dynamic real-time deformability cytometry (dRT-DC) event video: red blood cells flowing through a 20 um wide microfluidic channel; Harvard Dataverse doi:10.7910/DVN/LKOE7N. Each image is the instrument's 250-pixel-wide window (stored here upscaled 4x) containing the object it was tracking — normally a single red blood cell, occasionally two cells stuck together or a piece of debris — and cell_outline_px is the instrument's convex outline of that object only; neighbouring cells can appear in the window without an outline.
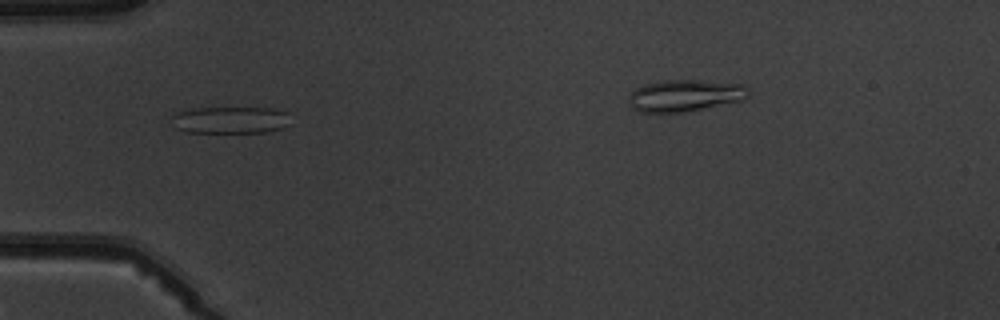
{"species": "common noctule bat (a hibernating species)", "species_latin": "Nyctalus noctula", "temperature_condition": "warm", "stored_images_in_passage": 8, "camera_frame_rate_fps": 3000, "um_per_image_px": 0.085, "animal": {"sex": "male", "body_mass_g": 19.5, "forearm_length_mm": 54.6}, "frame": {"image": 1, "passage_image": 6, "time_ms": 5.667, "image_size_px": [1000, 320], "cell_outline_px": [[292, 124], [284, 128], [268, 132], [184, 132], [176, 128], [172, 116], [176, 112], [192, 108], [272, 108], [288, 112]], "centroid_in_image_um": [19.66, 10.2], "position_along_channel_um": 65.3, "area_um2": 18.9}}
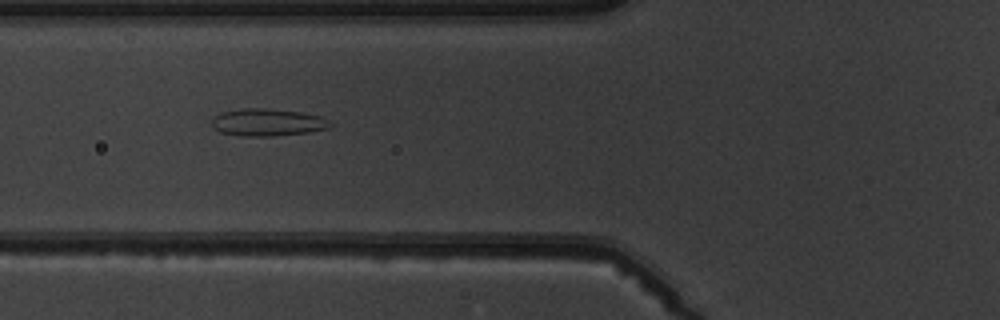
{"frame": {"image": 2, "passage_image": 7, "time_ms": 6.667, "image_size_px": [1000, 320], "cell_outline_px": [[332, 124], [328, 128], [308, 132], [272, 136], [240, 136], [220, 132], [212, 124], [212, 120], [220, 112], [240, 108], [264, 108], [300, 112], [320, 116], [328, 120]], "centroid_in_image_um": [22.72, 10.39], "position_along_channel_um": 103.1, "area_um2": 18.73}}
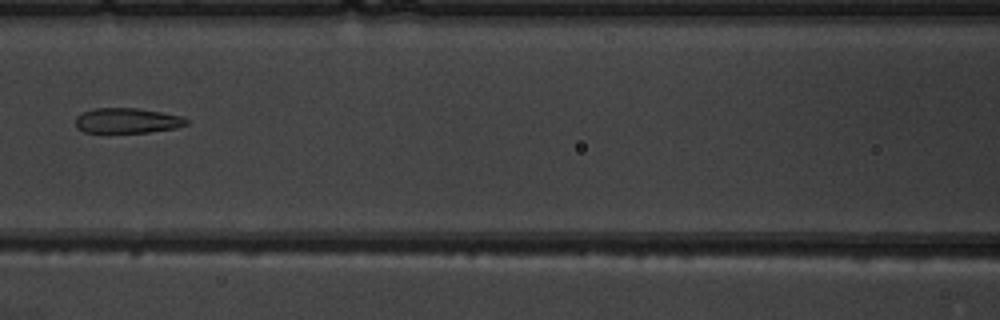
{"frame": {"image": 3, "passage_image": 8, "time_ms": 8.0, "image_size_px": [1000, 320], "cell_outline_px": [[188, 124], [176, 128], [148, 132], [84, 132], [76, 128], [76, 116], [80, 112], [96, 108], [136, 108], [160, 112], [180, 116], [188, 120]], "centroid_in_image_um": [10.77, 10.25], "position_along_channel_um": 155.8, "area_um2": 16.18}}